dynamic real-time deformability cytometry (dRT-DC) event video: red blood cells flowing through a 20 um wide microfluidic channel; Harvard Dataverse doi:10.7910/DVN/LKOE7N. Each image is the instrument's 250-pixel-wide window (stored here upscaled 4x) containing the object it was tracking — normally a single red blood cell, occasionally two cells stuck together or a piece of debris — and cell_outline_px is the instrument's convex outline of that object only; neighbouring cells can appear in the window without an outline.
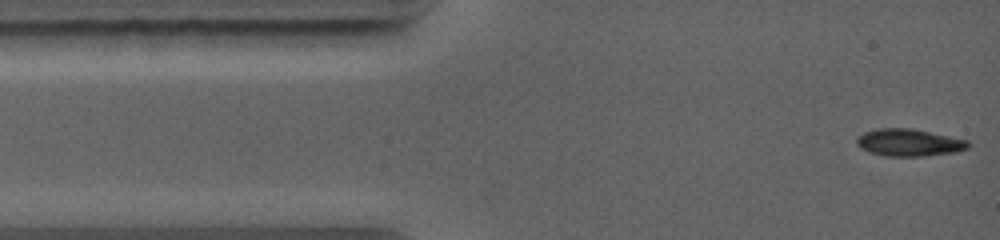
{"species": "common noctule bat (a hibernating species)", "species_latin": "Nyctalus noctula", "temperature_condition": "warm", "stored_images_in_passage": 66, "camera_frame_rate_fps": 5000, "um_per_image_px": 0.085, "animal": {"sex": "female", "body_mass_g": 19.0, "forearm_length_mm": 56.7}, "frame": {"image": 1, "passage_image": 1, "time_ms": 0.0, "image_size_px": [1000, 240], "cell_outline_px": [[972, 144], [968, 148], [956, 152], [924, 156], [884, 156], [868, 152], [860, 148], [856, 144], [856, 136], [864, 132], [876, 128], [912, 128], [968, 140]], "centroid_in_image_um": [77.24, 12.12], "position_along_channel_um": 7.8, "area_um2": 17.98}}
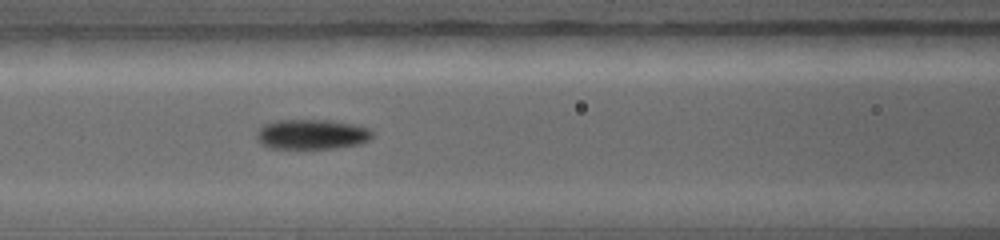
{"frame": {"image": 2, "passage_image": 27, "time_ms": 4.2, "image_size_px": [1000, 240], "cell_outline_px": [[372, 136], [368, 140], [360, 144], [336, 148], [268, 148], [260, 144], [256, 140], [256, 132], [264, 124], [276, 120], [332, 120], [352, 124], [368, 128], [372, 132]], "centroid_in_image_um": [26.46, 11.42], "position_along_channel_um": 140.1, "area_um2": 20.29}}
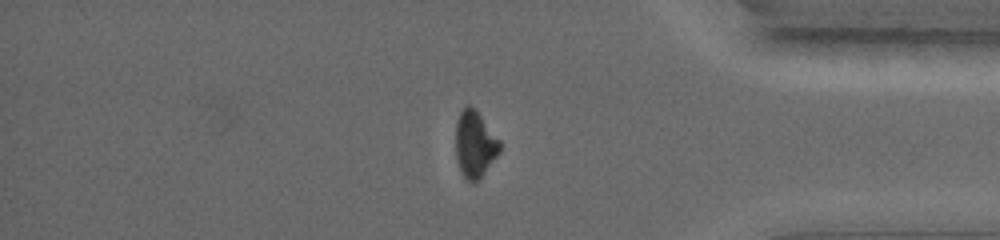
{"frame": {"image": 3, "passage_image": 58, "time_ms": 10.0, "image_size_px": [1000, 240], "cell_outline_px": [[500, 152], [480, 180], [472, 184], [464, 176], [456, 160], [456, 120], [460, 112], [468, 104], [476, 108], [500, 140]], "centroid_in_image_um": [40.37, 12.26], "position_along_channel_um": 394.8, "area_um2": 17.4}}